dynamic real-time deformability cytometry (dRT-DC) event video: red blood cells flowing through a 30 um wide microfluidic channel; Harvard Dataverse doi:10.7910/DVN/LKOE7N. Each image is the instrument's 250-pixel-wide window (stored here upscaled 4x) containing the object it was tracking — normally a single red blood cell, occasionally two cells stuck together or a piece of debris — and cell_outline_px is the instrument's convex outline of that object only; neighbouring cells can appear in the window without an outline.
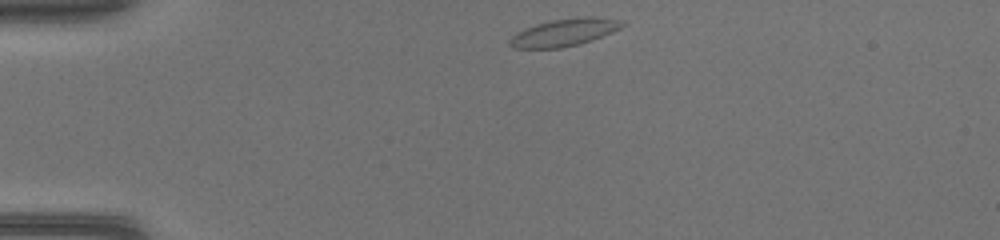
{"species": "common noctule bat (a hibernating species)", "species_latin": "Nyctalus noctula", "temperature_condition": "warm", "stored_images_in_passage": 37, "camera_frame_rate_fps": 3000, "um_per_image_px": 0.085, "animal": {"sex": "female", "body_mass_g": 17.0, "forearm_length_mm": 48.0}, "frame": {"image": 1, "passage_image": 1, "time_ms": 0.0, "image_size_px": [1000, 240], "cell_outline_px": [[628, 24], [612, 32], [592, 40], [580, 44], [560, 48], [516, 48], [508, 44], [508, 40], [516, 32], [524, 28], [536, 24], [552, 20], [588, 16], [592, 16], [620, 20]], "centroid_in_image_um": [47.96, 2.75], "position_along_channel_um": 37.0, "area_um2": 17.98}}
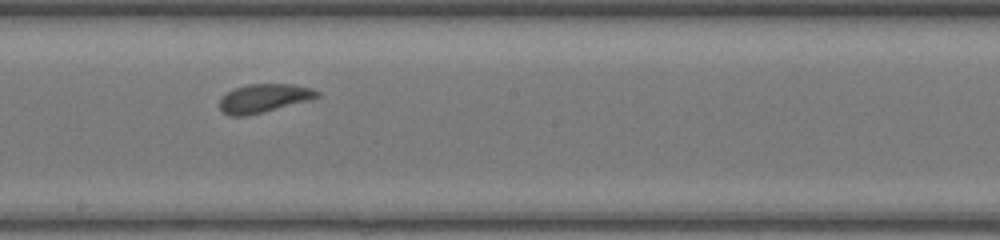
{"frame": {"image": 2, "passage_image": 17, "time_ms": 5.333, "image_size_px": [1000, 240], "cell_outline_px": [[320, 96], [312, 100], [264, 112], [244, 116], [228, 116], [220, 108], [220, 100], [228, 92], [236, 88], [248, 84], [292, 84], [312, 88], [320, 92]], "centroid_in_image_um": [22.49, 8.35], "position_along_channel_um": 225.7, "area_um2": 16.24}}
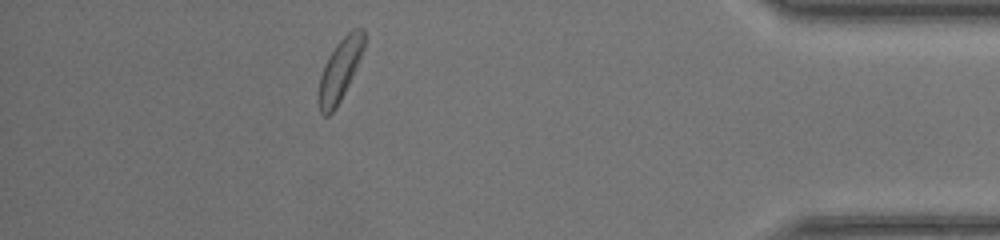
{"frame": {"image": 3, "passage_image": 32, "time_ms": 10.333, "image_size_px": [1000, 240], "cell_outline_px": [[364, 48], [352, 76], [336, 108], [328, 116], [324, 116], [320, 112], [316, 100], [316, 96], [320, 76], [324, 64], [328, 56], [336, 44], [352, 28], [364, 28]], "centroid_in_image_um": [28.84, 5.97], "position_along_channel_um": 406.4, "area_um2": 16.47}}